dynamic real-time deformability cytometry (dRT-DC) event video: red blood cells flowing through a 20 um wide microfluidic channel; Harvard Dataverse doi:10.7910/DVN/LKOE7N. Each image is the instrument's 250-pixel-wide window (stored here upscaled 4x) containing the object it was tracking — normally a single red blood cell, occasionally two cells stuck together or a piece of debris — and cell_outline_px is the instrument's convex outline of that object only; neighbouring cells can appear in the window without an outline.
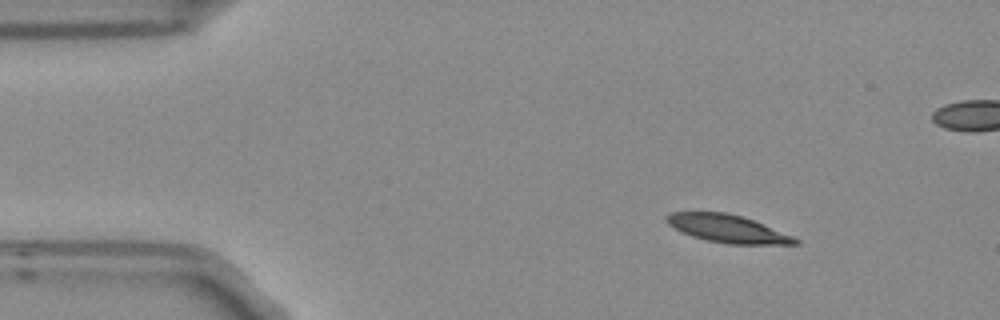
{"species": "Egyptian fruit bat (a non-hibernating species)", "species_latin": "Rousettus aegyptiacus", "temperature_condition": "room temperature", "stored_images_in_passage": 3, "camera_frame_rate_fps": 3000, "um_per_image_px": 0.085, "frame": {"image": 1, "passage_image": 1, "time_ms": 0.0, "image_size_px": [1000, 320], "cell_outline_px": [[800, 244], [728, 244], [708, 240], [692, 236], [668, 224], [664, 220], [664, 216], [672, 212], [724, 212], [744, 216], [792, 236], [800, 240]], "centroid_in_image_um": [61.84, 19.43], "position_along_channel_um": 23.2, "area_um2": 20.63}}